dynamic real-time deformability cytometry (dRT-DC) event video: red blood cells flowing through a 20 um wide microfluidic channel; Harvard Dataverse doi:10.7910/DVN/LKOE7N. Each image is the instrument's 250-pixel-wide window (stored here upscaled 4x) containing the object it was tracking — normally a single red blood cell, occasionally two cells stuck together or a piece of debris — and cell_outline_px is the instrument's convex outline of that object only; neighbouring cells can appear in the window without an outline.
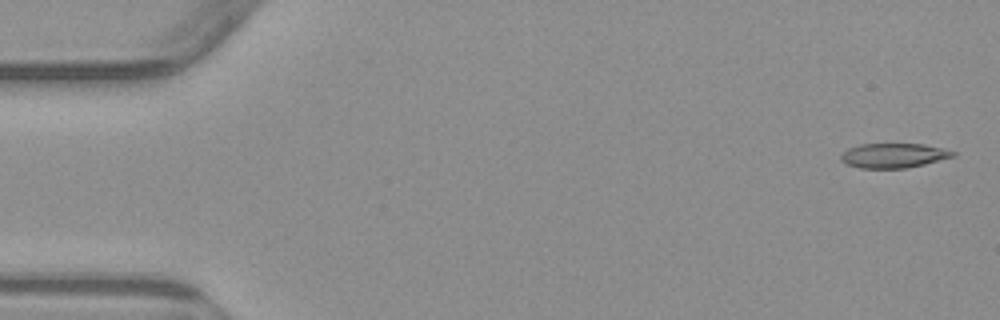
{"species": "common noctule bat (a hibernating species)", "species_latin": "Nyctalus noctula", "temperature_condition": "warm", "stored_images_in_passage": 4, "camera_frame_rate_fps": 3000, "um_per_image_px": 0.085, "animal": {"sex": "male", "body_mass_g": 23.1, "forearm_length_mm": 52.7}, "frame": {"image": 1, "passage_image": 1, "time_ms": 0.0, "image_size_px": [1000, 320], "cell_outline_px": [[956, 156], [924, 164], [904, 168], [860, 168], [848, 164], [840, 160], [840, 156], [848, 148], [860, 144], [924, 144], [956, 152]], "centroid_in_image_um": [75.95, 13.22], "position_along_channel_um": 9.1, "area_um2": 15.9}}
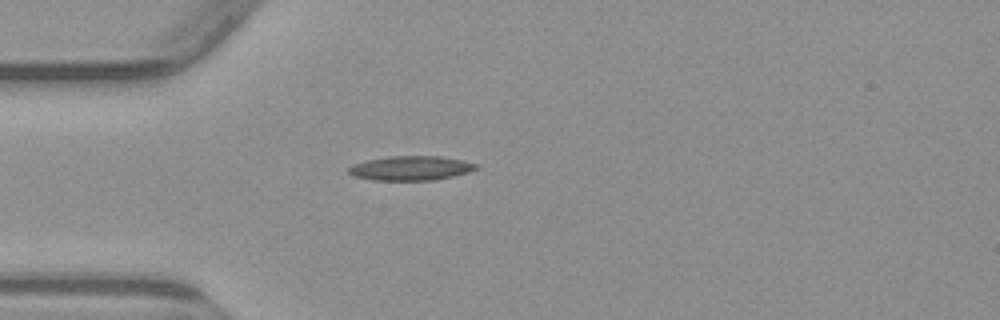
{"frame": {"image": 2, "passage_image": 4, "time_ms": 4.333, "image_size_px": [1000, 320], "cell_outline_px": [[480, 168], [468, 172], [436, 180], [372, 180], [352, 176], [348, 172], [348, 168], [352, 164], [368, 160], [388, 156], [440, 156], [480, 164]], "centroid_in_image_um": [34.92, 14.29], "position_along_channel_um": 50.1, "area_um2": 18.21}}